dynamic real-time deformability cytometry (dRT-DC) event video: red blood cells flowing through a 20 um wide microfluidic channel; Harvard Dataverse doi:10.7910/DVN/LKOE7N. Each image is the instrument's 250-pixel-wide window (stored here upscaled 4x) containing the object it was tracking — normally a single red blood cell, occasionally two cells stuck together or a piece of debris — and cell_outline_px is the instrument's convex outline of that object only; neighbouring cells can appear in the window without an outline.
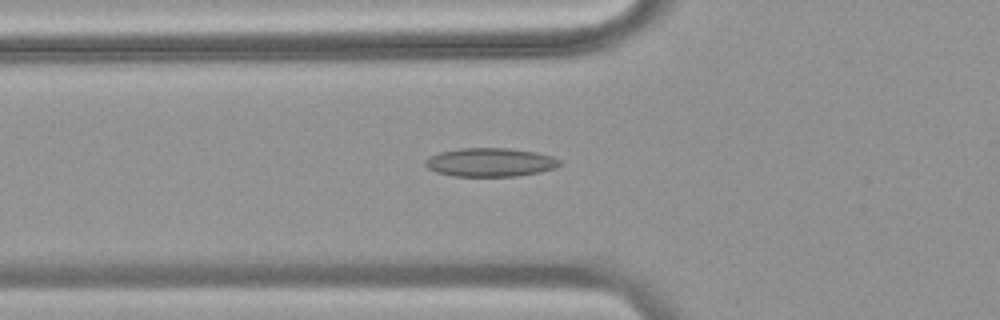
{"species": "common noctule bat (a hibernating species)", "species_latin": "Nyctalus noctula", "temperature_condition": "warm", "stored_images_in_passage": 40, "camera_frame_rate_fps": 3000, "um_per_image_px": 0.085, "animal": {"sex": "female", "body_mass_g": 18.4}, "frame": {"image": 1, "passage_image": 8, "time_ms": 2.333, "image_size_px": [1000, 320], "cell_outline_px": [[560, 164], [556, 168], [540, 172], [516, 176], [456, 176], [436, 172], [428, 168], [424, 164], [424, 160], [428, 156], [440, 152], [460, 148], [508, 148], [536, 152], [552, 156], [560, 160]], "centroid_in_image_um": [41.66, 13.79], "position_along_channel_um": 84.1, "area_um2": 22.48}}
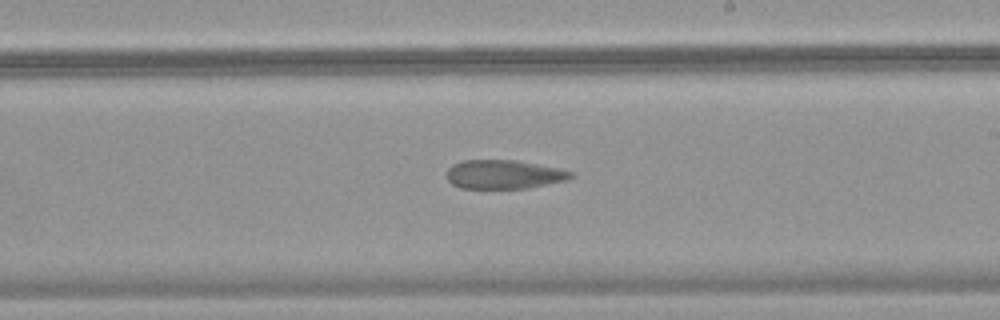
{"frame": {"image": 2, "passage_image": 20, "time_ms": 6.333, "image_size_px": [1000, 320], "cell_outline_px": [[572, 176], [568, 180], [528, 188], [460, 188], [452, 184], [444, 176], [448, 168], [452, 164], [464, 160], [516, 160], [556, 168], [572, 172]], "centroid_in_image_um": [42.76, 14.83], "position_along_channel_um": 246.2, "area_um2": 20.87}}
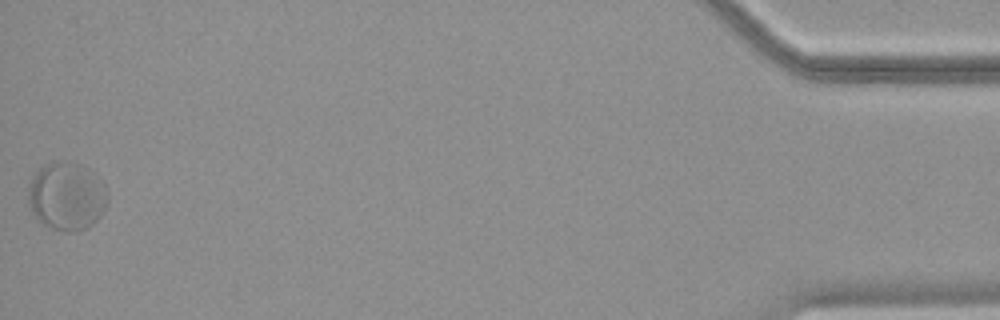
{"frame": {"image": 3, "passage_image": 40, "time_ms": 13.0, "image_size_px": [1000, 320], "cell_outline_px": [[108, 200], [100, 216], [88, 228], [76, 232], [68, 232], [52, 228], [44, 224], [36, 216], [28, 204], [28, 192], [32, 180], [36, 172], [44, 164], [52, 160], [64, 160], [80, 164], [96, 172], [104, 184], [108, 192]], "centroid_in_image_um": [5.71, 16.65], "position_along_channel_um": 429.5, "area_um2": 31.85}}